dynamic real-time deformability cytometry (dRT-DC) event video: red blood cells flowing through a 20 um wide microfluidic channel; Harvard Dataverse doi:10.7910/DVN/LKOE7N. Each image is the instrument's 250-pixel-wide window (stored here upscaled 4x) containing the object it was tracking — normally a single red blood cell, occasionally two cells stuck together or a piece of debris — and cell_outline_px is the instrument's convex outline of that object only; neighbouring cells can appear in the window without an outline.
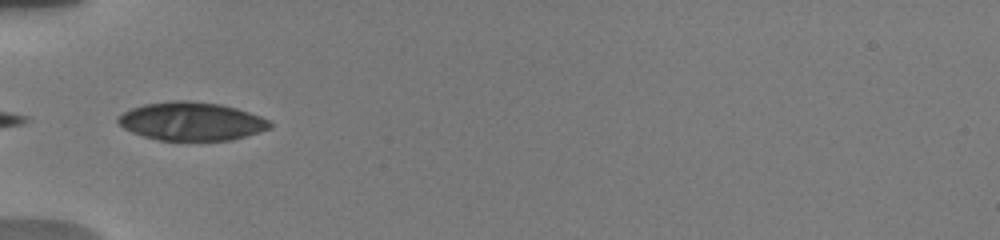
{"species": "human", "species_latin": "Homo sapiens", "temperature_condition": "warm", "stored_images_in_passage": 33, "camera_frame_rate_fps": 3000, "um_per_image_px": 0.085, "donor": {"sex": "male"}, "frame": {"image": 1, "passage_image": 1, "time_ms": 0.0, "image_size_px": [1000, 240], "cell_outline_px": [[272, 128], [260, 132], [232, 140], [160, 140], [144, 136], [132, 132], [124, 128], [116, 120], [124, 112], [132, 108], [144, 104], [172, 100], [188, 100], [220, 104], [236, 108], [260, 116], [268, 120], [272, 124]], "centroid_in_image_um": [16.3, 10.31], "position_along_channel_um": 68.7, "area_um2": 33.81}}
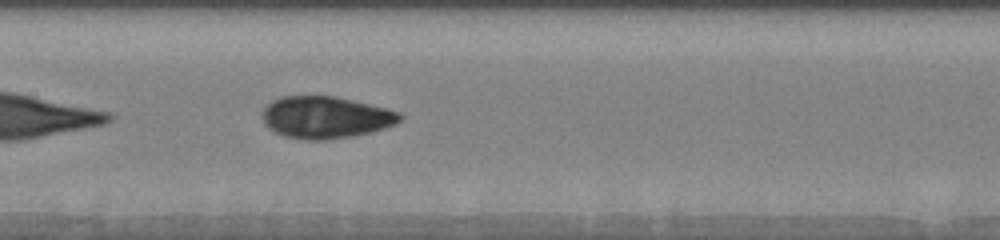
{"frame": {"image": 2, "passage_image": 9, "time_ms": 3.0, "image_size_px": [1000, 240], "cell_outline_px": [[404, 116], [396, 124], [372, 132], [352, 136], [324, 140], [308, 140], [284, 136], [268, 128], [264, 124], [264, 108], [272, 100], [280, 96], [336, 96], [388, 108], [400, 112]], "centroid_in_image_um": [27.71, 9.97], "position_along_channel_um": 179.7, "area_um2": 33.76}}
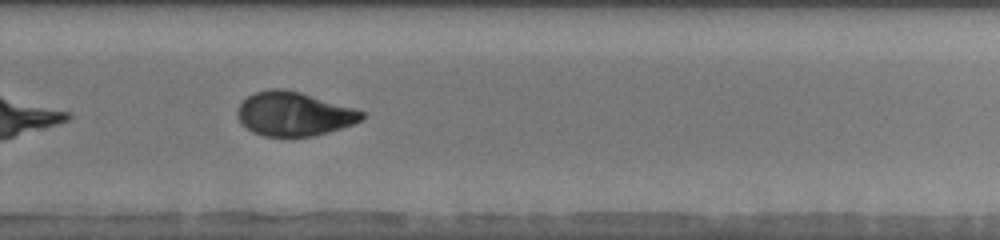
{"frame": {"image": 3, "passage_image": 18, "time_ms": 6.333, "image_size_px": [1000, 240], "cell_outline_px": [[364, 120], [328, 132], [312, 136], [264, 136], [252, 132], [240, 124], [236, 116], [236, 112], [240, 104], [248, 96], [256, 92], [272, 88], [284, 88], [300, 92], [356, 108], [364, 112]], "centroid_in_image_um": [24.97, 9.68], "position_along_channel_um": 304.8, "area_um2": 32.02}, "authors_computed_cell_mechanics": {"area_um2": 33.0038, "velocity_mm_per_s": 3.7708, "shape_relaxation_time_tau1_ms": 6.0815, "shape_relaxation_time_tau2_ms": 1.6424, "deformation_change_tau1": 0.1308, "deformation_change_tau2": 0.0413}}